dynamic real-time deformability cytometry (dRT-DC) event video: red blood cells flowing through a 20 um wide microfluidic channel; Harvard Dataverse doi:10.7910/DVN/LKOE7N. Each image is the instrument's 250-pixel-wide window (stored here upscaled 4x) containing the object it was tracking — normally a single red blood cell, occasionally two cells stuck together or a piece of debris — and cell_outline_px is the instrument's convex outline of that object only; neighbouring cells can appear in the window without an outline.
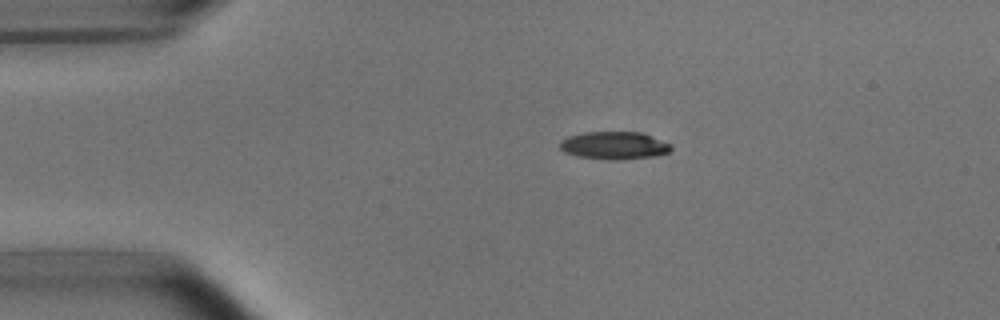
{"species": "common noctule bat (a hibernating species)", "species_latin": "Nyctalus noctula", "temperature_condition": "room temperature", "stored_images_in_passage": 4, "camera_frame_rate_fps": 3000, "um_per_image_px": 0.085, "animal": {"sex": "male", "body_mass_g": 15.6}, "frame": {"image": 1, "passage_image": 3, "time_ms": 2.0, "image_size_px": [1000, 320], "cell_outline_px": [[672, 148], [668, 152], [656, 156], [576, 156], [564, 152], [560, 148], [560, 140], [568, 136], [584, 132], [640, 132], [672, 144]], "centroid_in_image_um": [52.18, 12.29], "position_along_channel_um": 32.8, "area_um2": 16.76}}